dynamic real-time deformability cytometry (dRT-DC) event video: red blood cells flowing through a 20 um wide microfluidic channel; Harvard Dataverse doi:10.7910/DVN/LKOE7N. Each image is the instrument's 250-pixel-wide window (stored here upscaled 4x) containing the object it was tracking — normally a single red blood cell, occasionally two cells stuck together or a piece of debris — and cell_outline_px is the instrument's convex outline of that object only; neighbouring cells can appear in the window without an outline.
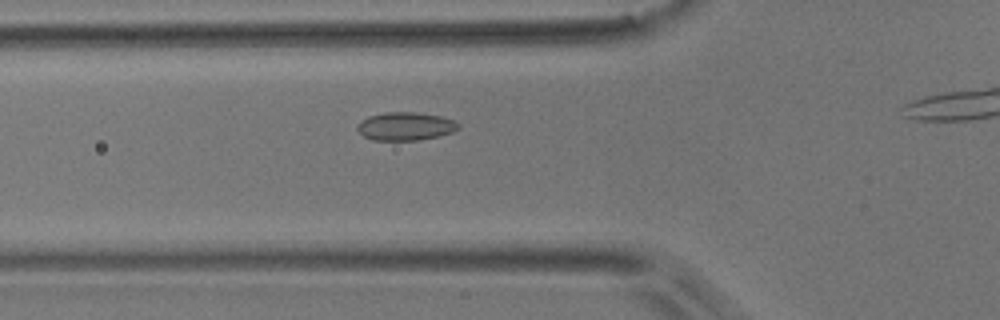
{"species": "common noctule bat (a hibernating species)", "species_latin": "Nyctalus noctula", "temperature_condition": "room temperature", "stored_images_in_passage": 28, "camera_frame_rate_fps": 3000, "um_per_image_px": 0.085, "animal": {"sex": "male", "body_mass_g": 17.9}, "frame": {"image": 1, "passage_image": 3, "time_ms": 0.667, "image_size_px": [1000, 320], "cell_outline_px": [[460, 128], [452, 132], [440, 136], [416, 140], [372, 140], [364, 136], [356, 128], [356, 124], [360, 120], [368, 116], [384, 112], [416, 112], [440, 116], [452, 120], [460, 124]], "centroid_in_image_um": [34.44, 10.73], "position_along_channel_um": 91.4, "area_um2": 16.7}}
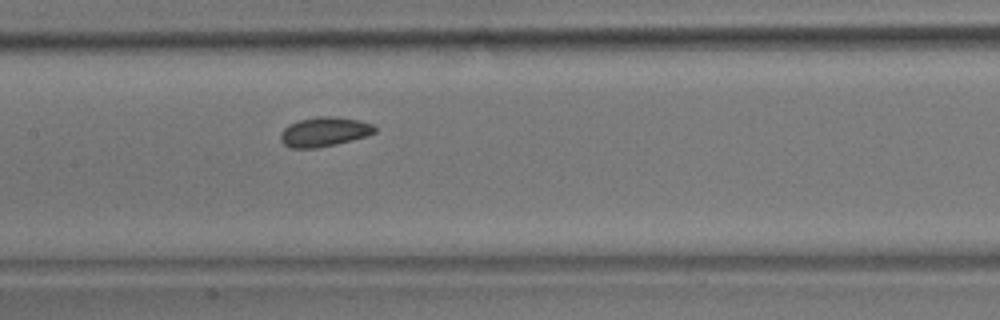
{"frame": {"image": 2, "passage_image": 10, "time_ms": 3.0, "image_size_px": [1000, 320], "cell_outline_px": [[376, 132], [368, 136], [336, 144], [316, 148], [288, 148], [280, 140], [280, 132], [288, 124], [300, 120], [320, 116], [332, 116], [356, 120], [372, 124], [376, 128]], "centroid_in_image_um": [27.53, 11.21], "position_along_channel_um": 179.9, "area_um2": 16.18}}
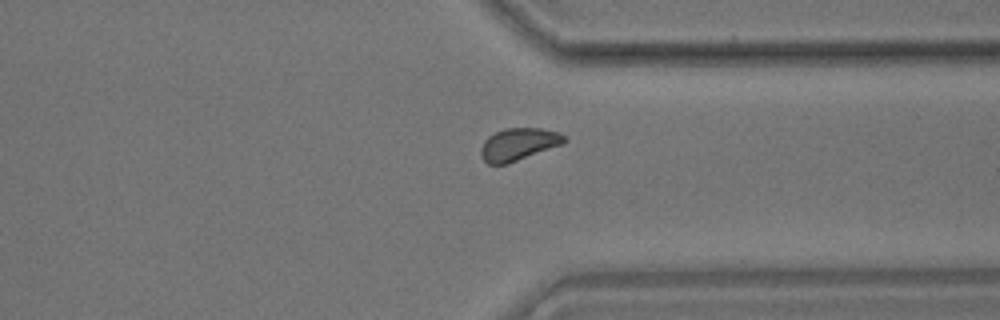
{"frame": {"image": 3, "passage_image": 25, "time_ms": 8.0, "image_size_px": [1000, 320], "cell_outline_px": [[568, 140], [564, 144], [508, 164], [488, 164], [480, 156], [480, 148], [484, 140], [488, 136], [504, 128], [540, 128], [560, 132]], "centroid_in_image_um": [44.08, 12.26], "position_along_channel_um": 367.3, "area_um2": 16.01}}